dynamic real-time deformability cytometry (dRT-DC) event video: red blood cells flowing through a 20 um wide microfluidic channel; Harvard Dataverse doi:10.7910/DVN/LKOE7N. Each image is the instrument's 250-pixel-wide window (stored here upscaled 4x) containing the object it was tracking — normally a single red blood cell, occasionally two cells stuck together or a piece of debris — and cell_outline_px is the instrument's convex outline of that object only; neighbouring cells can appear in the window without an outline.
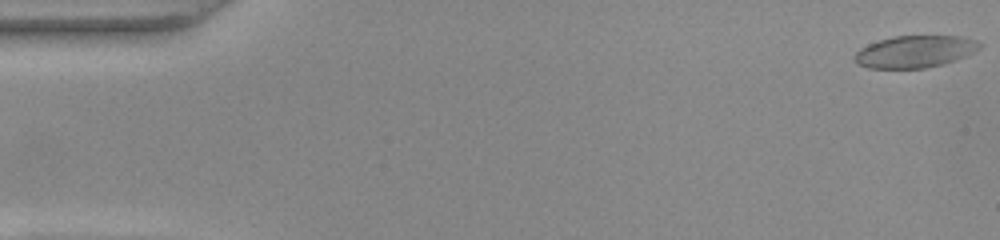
{"species": "common noctule bat (a hibernating species)", "species_latin": "Nyctalus noctula", "temperature_condition": "warm", "stored_images_in_passage": 53, "camera_frame_rate_fps": 3000, "um_per_image_px": 0.085, "animal": {"sex": "female", "body_mass_g": 22.0, "forearm_length_mm": 56.7}, "frame": {"image": 1, "passage_image": 1, "time_ms": 0.0, "image_size_px": [1000, 240], "cell_outline_px": [[984, 44], [980, 48], [964, 56], [944, 64], [924, 68], [868, 68], [852, 60], [852, 56], [860, 48], [868, 44], [892, 36], [964, 36], [976, 40]], "centroid_in_image_um": [77.75, 4.38], "position_along_channel_um": 7.2, "area_um2": 23.41}}
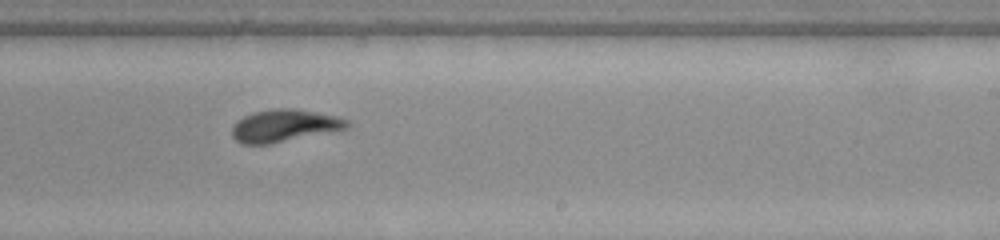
{"frame": {"image": 2, "passage_image": 32, "time_ms": 10.333, "image_size_px": [1000, 240], "cell_outline_px": [[352, 124], [348, 128], [272, 144], [240, 144], [232, 136], [232, 128], [236, 120], [252, 112], [276, 108], [296, 108], [340, 116], [348, 120]], "centroid_in_image_um": [24.19, 10.67], "position_along_channel_um": 264.8, "area_um2": 22.08}}
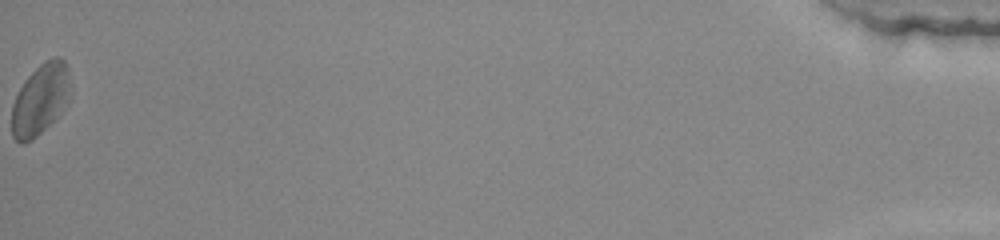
{"frame": {"image": 3, "passage_image": 53, "time_ms": 17.333, "image_size_px": [1000, 240], "cell_outline_px": [[72, 88], [68, 100], [64, 108], [32, 140], [24, 144], [20, 144], [12, 136], [12, 104], [20, 88], [28, 76], [44, 60], [56, 56], [60, 56], [64, 60], [68, 68]], "centroid_in_image_um": [3.45, 8.41], "position_along_channel_um": 431.8, "area_um2": 24.28}, "authors_computed_cell_mechanics": {"area_um2": 22.0218, "velocity_mm_per_s": 3.8677, "shape_relaxation_time_tau1_ms": 2.8189, "shape_relaxation_time_tau2_ms": 3.1154, "deformation_change_tau1": 0.1528, "deformation_change_tau2": 0.1014}}